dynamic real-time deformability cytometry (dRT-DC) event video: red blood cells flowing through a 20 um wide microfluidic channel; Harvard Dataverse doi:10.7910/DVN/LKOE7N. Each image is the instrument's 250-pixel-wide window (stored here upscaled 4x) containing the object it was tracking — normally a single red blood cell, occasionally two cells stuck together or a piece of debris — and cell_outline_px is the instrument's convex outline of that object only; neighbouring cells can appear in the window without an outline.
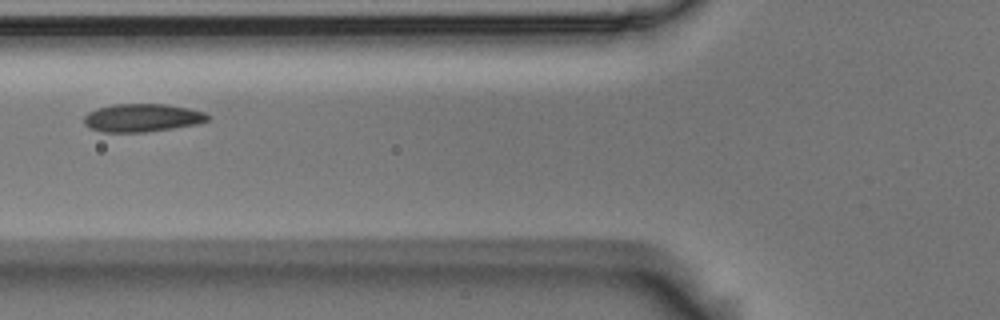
{"species": "Egyptian fruit bat (a non-hibernating species)", "species_latin": "Rousettus aegyptiacus", "temperature_condition": "room temperature", "stored_images_in_passage": 11, "camera_frame_rate_fps": 3000, "um_per_image_px": 0.085, "animal": {"sex": "male"}, "frame": {"image": 1, "passage_image": 2, "time_ms": 0.333, "image_size_px": [1000, 320], "cell_outline_px": [[212, 116], [208, 120], [200, 124], [144, 132], [100, 132], [88, 128], [84, 124], [84, 116], [88, 112], [96, 108], [116, 104], [168, 104], [188, 108], [204, 112]], "centroid_in_image_um": [12.09, 10.01], "position_along_channel_um": 113.7, "area_um2": 20.46}}
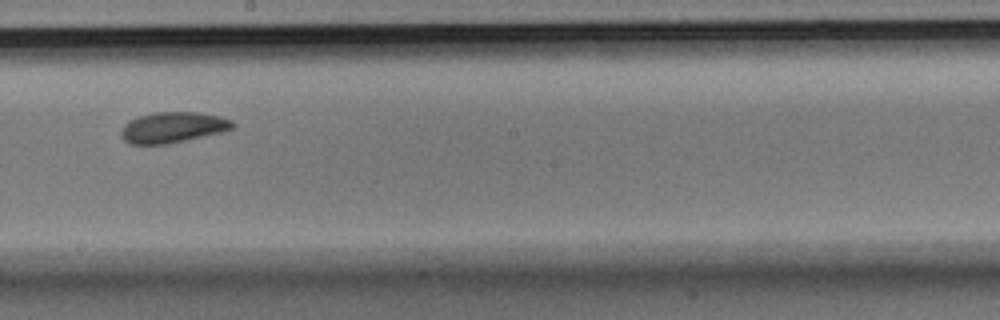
{"frame": {"image": 2, "passage_image": 5, "time_ms": 1.333, "image_size_px": [1000, 320], "cell_outline_px": [[236, 124], [232, 128], [220, 132], [184, 140], [164, 144], [128, 144], [124, 140], [120, 132], [124, 124], [140, 116], [156, 112], [196, 112], [220, 116], [232, 120]], "centroid_in_image_um": [14.68, 10.82], "position_along_channel_um": 233.5, "area_um2": 19.65}}
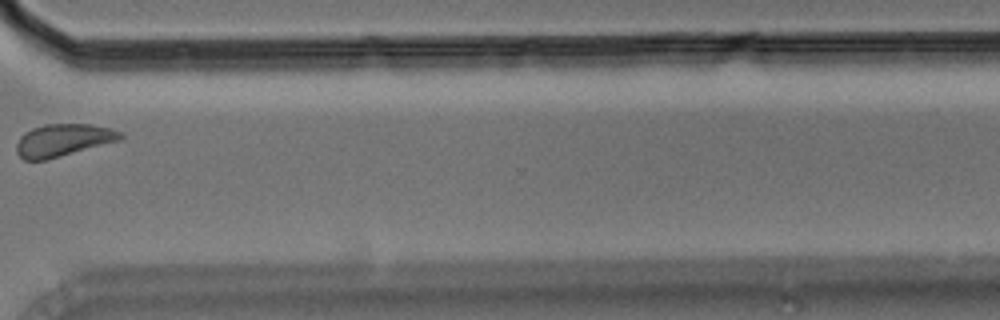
{"frame": {"image": 3, "passage_image": 8, "time_ms": 2.333, "image_size_px": [1000, 320], "cell_outline_px": [[124, 136], [120, 140], [48, 160], [24, 160], [16, 152], [16, 144], [20, 136], [24, 132], [32, 128], [44, 124], [88, 124], [112, 128], [124, 132]], "centroid_in_image_um": [5.37, 11.91], "position_along_channel_um": 365.2, "area_um2": 19.88}}